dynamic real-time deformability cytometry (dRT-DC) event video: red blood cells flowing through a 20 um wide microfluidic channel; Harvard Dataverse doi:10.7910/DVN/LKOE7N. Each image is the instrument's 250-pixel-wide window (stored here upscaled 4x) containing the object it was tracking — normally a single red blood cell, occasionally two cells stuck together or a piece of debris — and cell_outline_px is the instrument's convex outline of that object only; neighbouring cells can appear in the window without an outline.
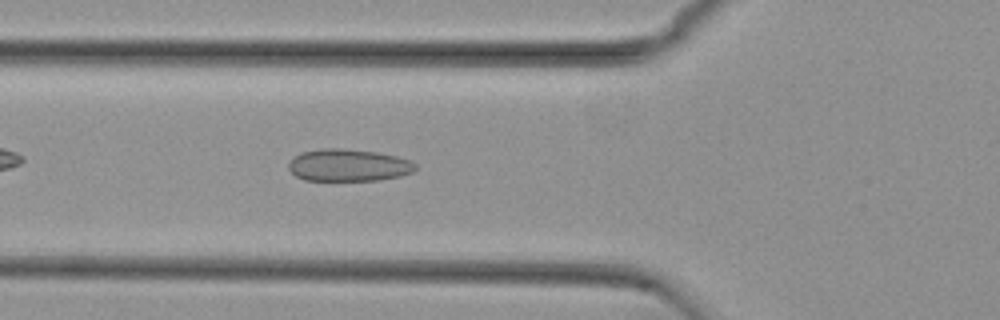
{"species": "common noctule bat (a hibernating species)", "species_latin": "Nyctalus noctula", "temperature_condition": "cold", "stored_images_in_passage": 42, "camera_frame_rate_fps": 3000, "um_per_image_px": 0.085, "animal": {"sex": "female", "body_mass_g": 29.2, "forearm_length_mm": 56.3}, "frame": {"image": 1, "passage_image": 7, "time_ms": 2.0, "image_size_px": [1000, 320], "cell_outline_px": [[416, 168], [412, 172], [400, 176], [376, 180], [304, 180], [296, 176], [288, 168], [288, 164], [300, 152], [324, 148], [340, 148], [376, 152], [396, 156], [408, 160], [416, 164]], "centroid_in_image_um": [29.6, 14.04], "position_along_channel_um": 96.2, "area_um2": 23.58}}
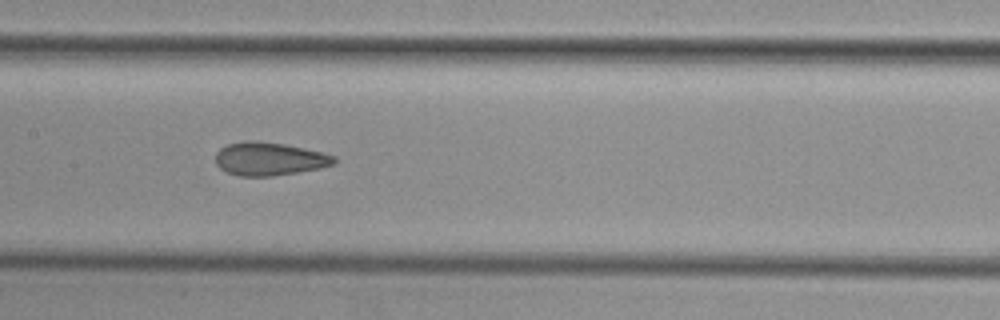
{"frame": {"image": 2, "passage_image": 14, "time_ms": 4.333, "image_size_px": [1000, 320], "cell_outline_px": [[336, 164], [320, 168], [272, 176], [236, 176], [224, 172], [216, 164], [216, 152], [220, 148], [228, 144], [244, 140], [256, 140], [284, 144], [324, 152], [336, 156]], "centroid_in_image_um": [22.88, 13.5], "position_along_channel_um": 184.5, "area_um2": 23.24}}
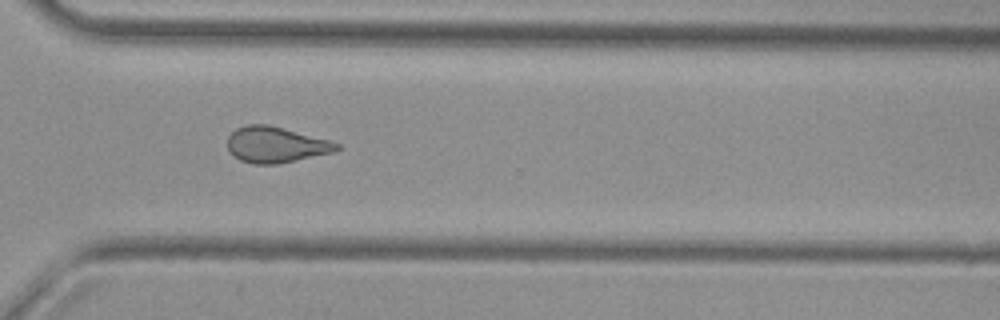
{"frame": {"image": 3, "passage_image": 27, "time_ms": 8.667, "image_size_px": [1000, 320], "cell_outline_px": [[340, 148], [332, 152], [276, 164], [252, 164], [240, 160], [228, 148], [228, 136], [236, 128], [248, 124], [268, 124], [328, 140], [340, 144]], "centroid_in_image_um": [23.41, 12.29], "position_along_channel_um": 347.2, "area_um2": 22.43}, "authors_computed_cell_mechanics": {"area_um2": 22.9177, "velocity_mm_per_s": 3.7603, "shape_relaxation_time_tau1_ms": null, "shape_relaxation_time_tau2_ms": 1.854, "deformation_change_tau1": null, "deformation_change_tau2": 0.0932}}